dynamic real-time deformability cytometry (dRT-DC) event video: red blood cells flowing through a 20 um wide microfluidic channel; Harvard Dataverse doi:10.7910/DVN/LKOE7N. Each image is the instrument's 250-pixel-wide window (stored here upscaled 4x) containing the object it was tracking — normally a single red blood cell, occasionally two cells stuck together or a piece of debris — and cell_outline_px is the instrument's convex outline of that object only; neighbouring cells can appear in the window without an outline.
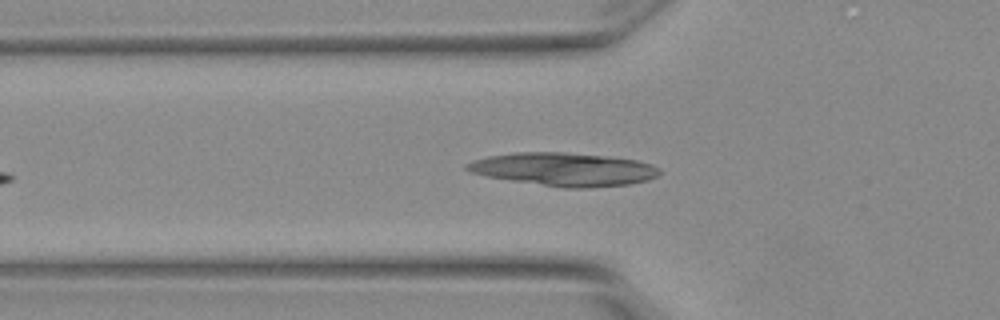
{"species": "Egyptian fruit bat (a non-hibernating species)", "species_latin": "Rousettus aegyptiacus", "temperature_condition": "warm", "stored_images_in_passage": 38, "camera_frame_rate_fps": 3000, "um_per_image_px": 0.085, "animal": {"sex": "female"}, "frame": {"image": 1, "passage_image": 6, "time_ms": 1.667, "image_size_px": [1000, 320], "cell_outline_px": [[660, 172], [656, 176], [648, 180], [632, 184], [588, 188], [564, 188], [512, 180], [488, 176], [472, 172], [464, 168], [464, 164], [488, 156], [512, 152], [564, 152], [604, 156], [636, 160], [652, 164], [660, 168]], "centroid_in_image_um": [47.96, 14.39], "position_along_channel_um": 77.8, "area_um2": 37.11}}
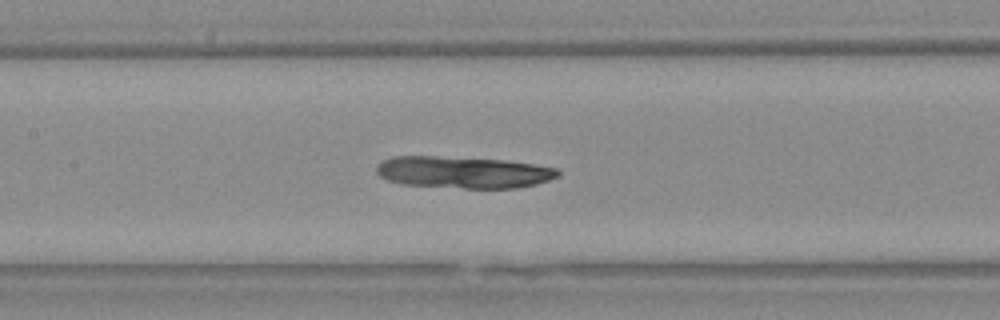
{"frame": {"image": 2, "passage_image": 13, "time_ms": 4.0, "image_size_px": [1000, 320], "cell_outline_px": [[560, 176], [536, 184], [516, 188], [464, 188], [400, 184], [388, 180], [380, 176], [376, 172], [376, 168], [384, 160], [392, 156], [432, 156], [504, 160], [532, 164], [556, 168], [560, 172]], "centroid_in_image_um": [39.38, 14.65], "position_along_channel_um": 168.0, "area_um2": 33.47}}
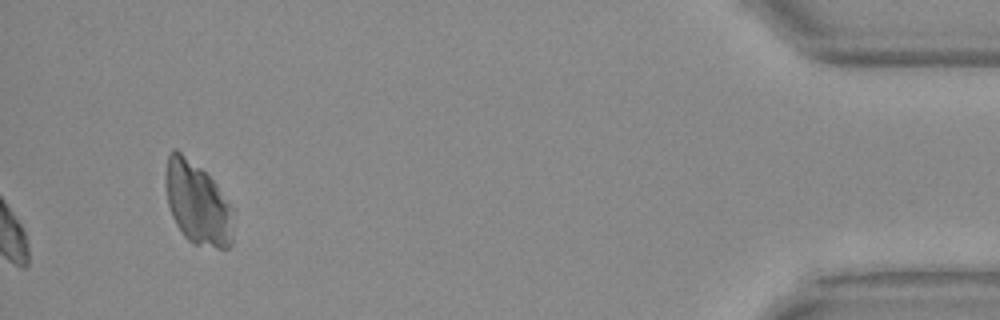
{"frame": {"image": 3, "passage_image": 38, "time_ms": 12.333, "image_size_px": [1000, 320], "cell_outline_px": [[232, 244], [228, 248], [216, 248], [192, 244], [184, 236], [176, 224], [172, 216], [168, 204], [164, 180], [164, 172], [168, 156], [172, 148], [176, 148], [200, 168], [212, 180], [232, 208]], "centroid_in_image_um": [16.74, 17.29], "position_along_channel_um": 418.5, "area_um2": 32.48}}